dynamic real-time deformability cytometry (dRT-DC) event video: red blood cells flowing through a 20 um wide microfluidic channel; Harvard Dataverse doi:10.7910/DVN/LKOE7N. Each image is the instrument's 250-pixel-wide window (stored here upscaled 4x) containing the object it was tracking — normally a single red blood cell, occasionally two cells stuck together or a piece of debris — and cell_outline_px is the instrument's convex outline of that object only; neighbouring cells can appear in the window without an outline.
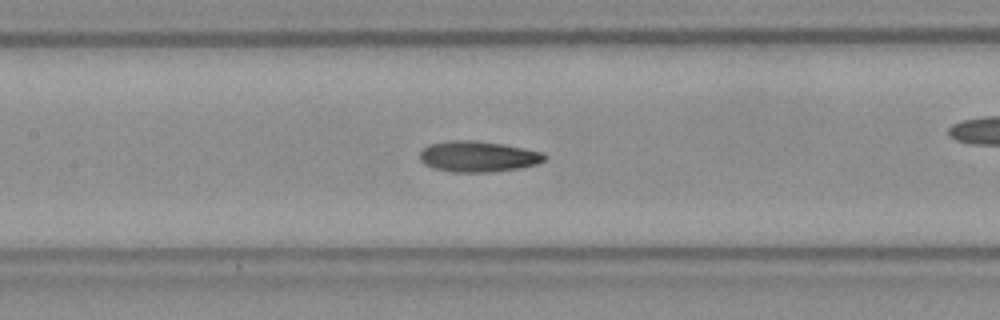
{"species": "Egyptian fruit bat (a non-hibernating species)", "species_latin": "Rousettus aegyptiacus", "temperature_condition": "room temperature", "stored_images_in_passage": 42, "camera_frame_rate_fps": 3000, "um_per_image_px": 0.085, "frame": {"image": 1, "passage_image": 13, "time_ms": 4.0, "image_size_px": [1000, 320], "cell_outline_px": [[548, 156], [544, 160], [536, 164], [520, 168], [492, 172], [452, 172], [432, 168], [424, 164], [420, 160], [420, 152], [428, 144], [456, 140], [472, 140], [500, 144], [524, 148], [544, 152]], "centroid_in_image_um": [40.63, 13.31], "position_along_channel_um": 166.8, "area_um2": 22.43}, "authors_computed_cell_mechanics": {"area_um2": 21.5883, "velocity_mm_per_s": 3.8765, "shape_relaxation_time_tau1_ms": null, "shape_relaxation_time_tau2_ms": 3.5828, "deformation_change_tau1": null, "deformation_change_tau2": 0.1189}}